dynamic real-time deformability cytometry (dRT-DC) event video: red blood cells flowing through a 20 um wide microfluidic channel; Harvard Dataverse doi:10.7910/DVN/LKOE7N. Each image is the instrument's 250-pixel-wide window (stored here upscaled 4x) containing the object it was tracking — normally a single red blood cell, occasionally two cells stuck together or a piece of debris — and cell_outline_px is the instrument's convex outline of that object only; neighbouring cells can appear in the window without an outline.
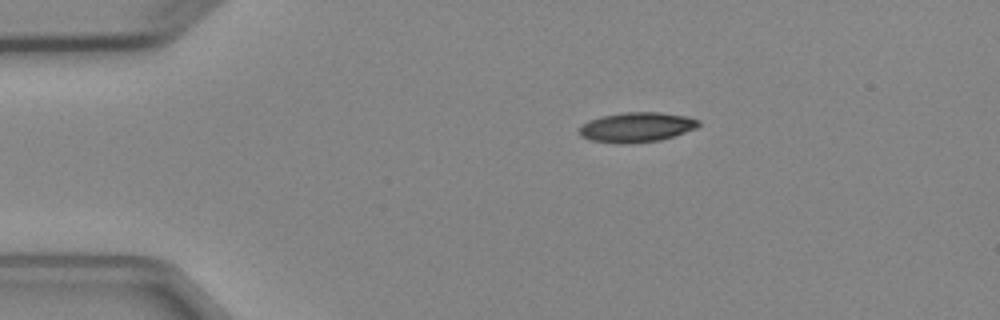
{"species": "Egyptian fruit bat (a non-hibernating species)", "species_latin": "Rousettus aegyptiacus", "temperature_condition": "cold", "stored_images_in_passage": 3, "camera_frame_rate_fps": 3000, "um_per_image_px": 0.085, "animal": {"sex": "female"}, "frame": {"image": 1, "passage_image": 1, "time_ms": 0.0, "image_size_px": [1000, 320], "cell_outline_px": [[700, 124], [696, 128], [660, 140], [628, 144], [616, 144], [588, 140], [580, 136], [580, 128], [588, 120], [600, 116], [624, 112], [660, 112], [688, 116], [700, 120]], "centroid_in_image_um": [54.09, 10.81], "position_along_channel_um": 30.9, "area_um2": 20.92}}
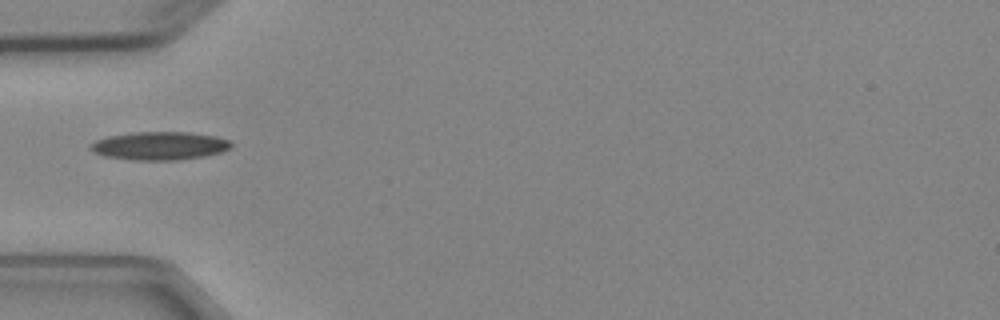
{"frame": {"image": 2, "passage_image": 3, "time_ms": 2.333, "image_size_px": [1000, 320], "cell_outline_px": [[232, 148], [220, 152], [204, 156], [180, 160], [132, 160], [104, 156], [92, 152], [88, 148], [88, 144], [96, 140], [108, 136], [132, 132], [188, 132], [216, 136], [228, 140], [232, 144]], "centroid_in_image_um": [13.52, 12.39], "position_along_channel_um": 71.5, "area_um2": 23.35}}